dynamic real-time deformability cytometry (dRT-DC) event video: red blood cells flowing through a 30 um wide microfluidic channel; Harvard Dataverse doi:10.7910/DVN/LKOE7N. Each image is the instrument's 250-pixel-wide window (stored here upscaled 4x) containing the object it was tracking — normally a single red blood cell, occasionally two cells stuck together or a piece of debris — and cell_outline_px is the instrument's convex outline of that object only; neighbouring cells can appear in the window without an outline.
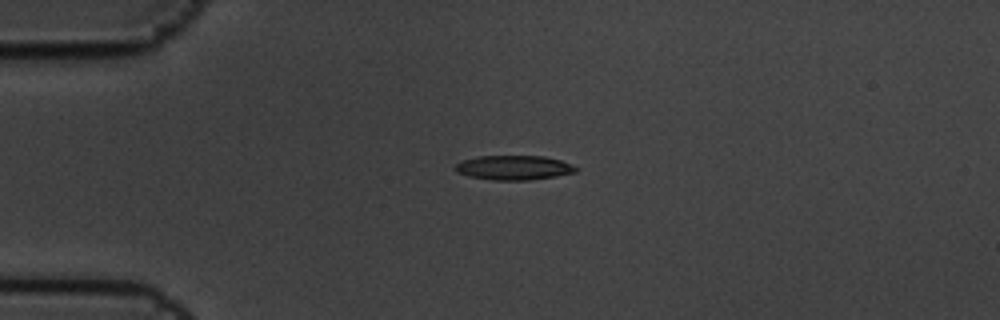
{"species": "common noctule bat (a hibernating species)", "species_latin": "Nyctalus noctula", "temperature_condition": "cold", "stored_images_in_passage": 5, "camera_frame_rate_fps": 3000, "um_per_image_px": 0.085, "animal": {"sex": "male", "body_mass_g": 19.5, "forearm_length_mm": 54.6}, "frame": {"image": 1, "passage_image": 5, "time_ms": 1.333, "image_size_px": [1000, 320], "cell_outline_px": [[580, 168], [576, 172], [556, 176], [528, 180], [492, 180], [468, 176], [456, 172], [452, 168], [460, 160], [480, 156], [544, 156], [560, 160]], "centroid_in_image_um": [43.64, 14.25], "position_along_channel_um": 41.4, "area_um2": 17.34}}